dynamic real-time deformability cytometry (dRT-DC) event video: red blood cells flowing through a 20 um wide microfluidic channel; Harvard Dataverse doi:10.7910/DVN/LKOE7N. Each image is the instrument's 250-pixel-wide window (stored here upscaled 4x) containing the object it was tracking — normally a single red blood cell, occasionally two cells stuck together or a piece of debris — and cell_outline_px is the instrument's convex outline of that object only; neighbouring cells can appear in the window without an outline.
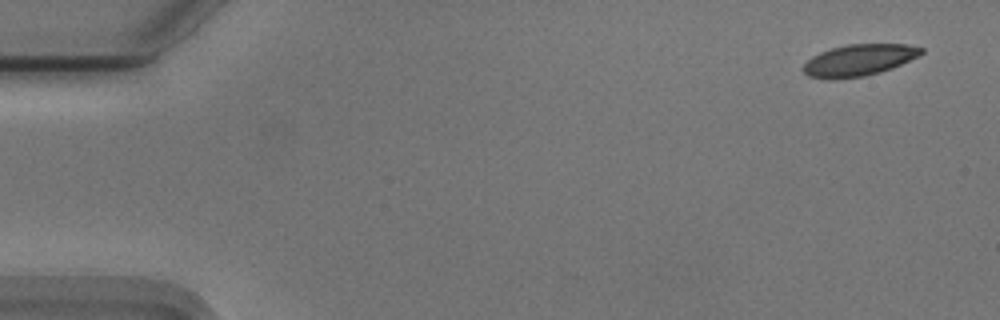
{"species": "Egyptian fruit bat (a non-hibernating species)", "species_latin": "Rousettus aegyptiacus", "temperature_condition": "cold", "stored_images_in_passage": 14, "camera_frame_rate_fps": 3000, "um_per_image_px": 0.085, "animal": {"sex": "male"}, "frame": {"image": 1, "passage_image": 1, "time_ms": 0.0, "image_size_px": [1000, 320], "cell_outline_px": [[924, 52], [920, 56], [892, 68], [880, 72], [864, 76], [832, 80], [828, 80], [808, 76], [800, 68], [812, 56], [820, 52], [832, 48], [848, 44], [908, 44], [924, 48]], "centroid_in_image_um": [73.01, 5.12], "position_along_channel_um": 12.0, "area_um2": 21.96}}
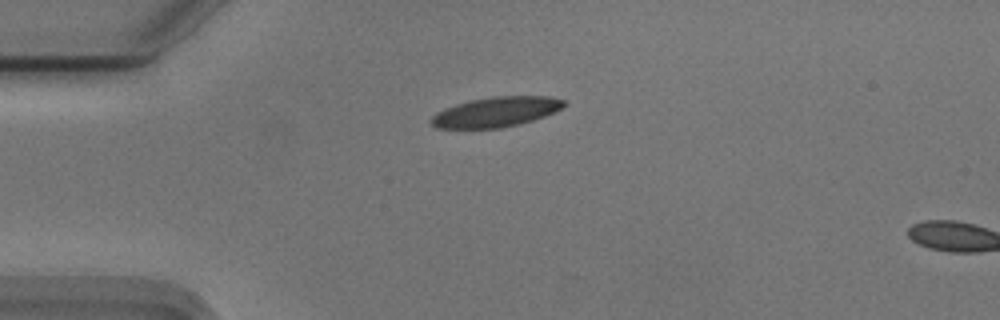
{"frame": {"image": 2, "passage_image": 12, "time_ms": 3.667, "image_size_px": [1000, 320], "cell_outline_px": [[564, 104], [560, 108], [544, 116], [520, 124], [500, 128], [436, 128], [432, 124], [432, 116], [436, 112], [444, 108], [456, 104], [472, 100], [492, 96], [548, 96], [564, 100]], "centroid_in_image_um": [42.13, 9.51], "position_along_channel_um": 42.9, "area_um2": 22.89}}